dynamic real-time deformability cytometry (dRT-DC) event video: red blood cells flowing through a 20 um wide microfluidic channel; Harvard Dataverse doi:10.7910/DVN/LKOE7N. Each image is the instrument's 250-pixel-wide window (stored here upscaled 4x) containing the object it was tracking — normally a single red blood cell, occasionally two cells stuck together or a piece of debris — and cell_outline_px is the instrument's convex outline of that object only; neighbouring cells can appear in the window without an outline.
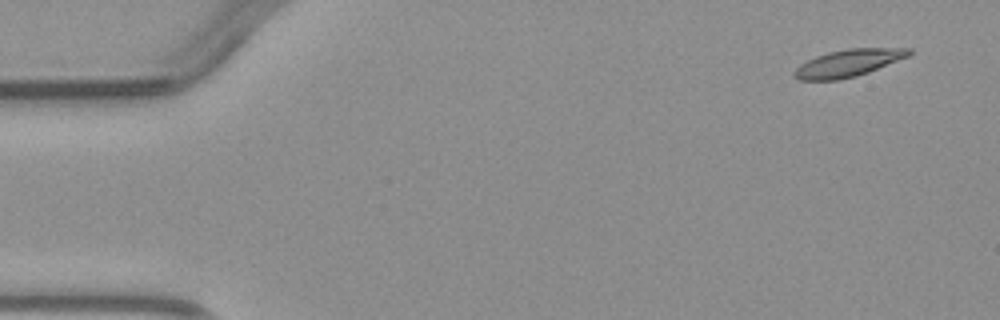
{"species": "common noctule bat (a hibernating species)", "species_latin": "Nyctalus noctula", "temperature_condition": "warm", "stored_images_in_passage": 4, "camera_frame_rate_fps": 3000, "um_per_image_px": 0.085, "animal": {"sex": "male", "body_mass_g": 23.1, "forearm_length_mm": 52.7}, "frame": {"image": 1, "passage_image": 1, "time_ms": 0.0, "image_size_px": [1000, 320], "cell_outline_px": [[912, 52], [908, 56], [868, 72], [856, 76], [840, 80], [800, 80], [792, 76], [792, 72], [800, 64], [816, 56], [828, 52], [848, 48], [912, 48]], "centroid_in_image_um": [72.06, 5.36], "position_along_channel_um": 12.9, "area_um2": 18.15}}
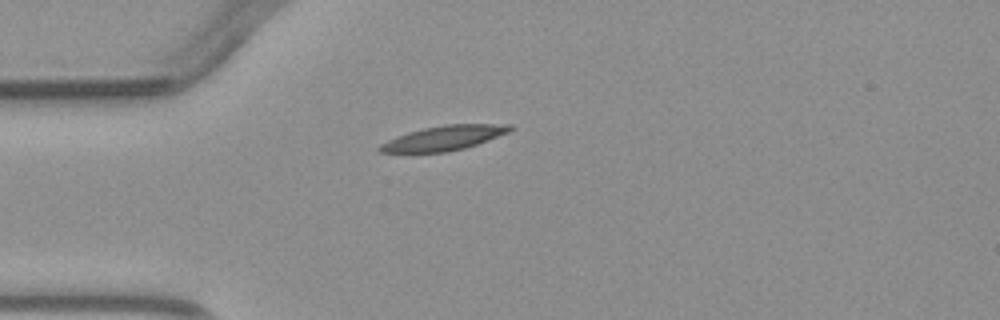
{"frame": {"image": 2, "passage_image": 4, "time_ms": 3.333, "image_size_px": [1000, 320], "cell_outline_px": [[516, 128], [508, 132], [488, 140], [464, 148], [448, 152], [380, 152], [376, 148], [380, 144], [396, 136], [408, 132], [424, 128], [444, 124], [512, 124]], "centroid_in_image_um": [37.74, 11.72], "position_along_channel_um": 47.3, "area_um2": 18.67}}